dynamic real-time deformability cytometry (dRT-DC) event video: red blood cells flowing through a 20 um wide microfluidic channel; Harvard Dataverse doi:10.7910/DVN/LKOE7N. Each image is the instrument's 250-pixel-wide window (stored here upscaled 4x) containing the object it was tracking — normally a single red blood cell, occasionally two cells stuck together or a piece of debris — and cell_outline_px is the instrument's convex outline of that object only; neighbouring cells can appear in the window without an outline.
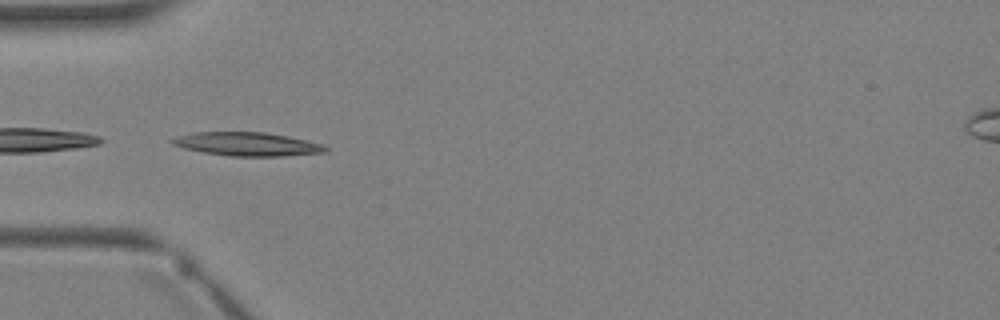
{"species": "Egyptian fruit bat (a non-hibernating species)", "species_latin": "Rousettus aegyptiacus", "temperature_condition": "warm", "stored_images_in_passage": 1, "camera_frame_rate_fps": 3000, "um_per_image_px": 0.085, "animal": {"sex": "female"}, "frame": {"image": 1, "passage_image": 1, "time_ms": 0.0, "image_size_px": [1000, 320], "cell_outline_px": [[328, 148], [324, 152], [284, 156], [228, 156], [204, 152], [184, 148], [172, 144], [168, 140], [176, 136], [192, 132], [264, 132], [288, 136], [324, 144]], "centroid_in_image_um": [20.98, 12.24], "position_along_channel_um": 64.0, "area_um2": 21.1}}